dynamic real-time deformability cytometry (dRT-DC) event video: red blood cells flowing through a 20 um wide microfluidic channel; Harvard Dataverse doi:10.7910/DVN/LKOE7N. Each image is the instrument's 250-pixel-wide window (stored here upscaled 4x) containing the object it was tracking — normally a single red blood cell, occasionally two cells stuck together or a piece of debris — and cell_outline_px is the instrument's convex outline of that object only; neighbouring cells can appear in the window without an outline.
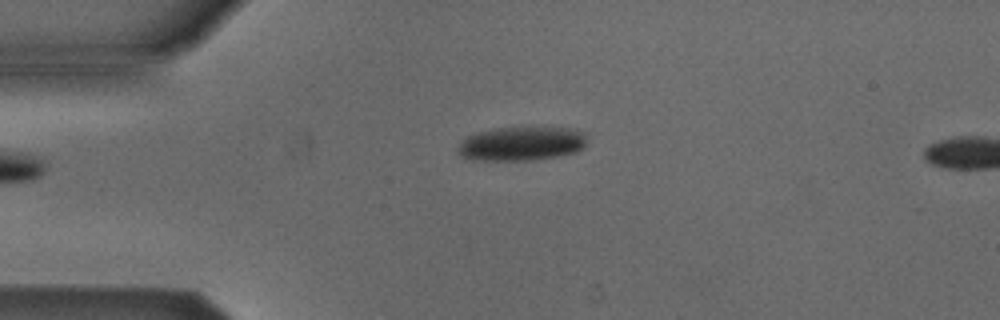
{"species": "Egyptian fruit bat (a non-hibernating species)", "species_latin": "Rousettus aegyptiacus", "temperature_condition": "cold", "stored_images_in_passage": 4, "camera_frame_rate_fps": 3000, "um_per_image_px": 0.085, "animal": {"sex": "male"}, "frame": {"image": 1, "passage_image": 1, "time_ms": 0.0, "image_size_px": [1000, 320], "cell_outline_px": [[584, 144], [576, 152], [556, 156], [528, 160], [476, 160], [460, 156], [456, 148], [468, 136], [480, 132], [496, 128], [564, 128], [580, 132], [584, 136]], "centroid_in_image_um": [44.25, 12.23], "position_along_channel_um": 40.8, "area_um2": 24.8}}